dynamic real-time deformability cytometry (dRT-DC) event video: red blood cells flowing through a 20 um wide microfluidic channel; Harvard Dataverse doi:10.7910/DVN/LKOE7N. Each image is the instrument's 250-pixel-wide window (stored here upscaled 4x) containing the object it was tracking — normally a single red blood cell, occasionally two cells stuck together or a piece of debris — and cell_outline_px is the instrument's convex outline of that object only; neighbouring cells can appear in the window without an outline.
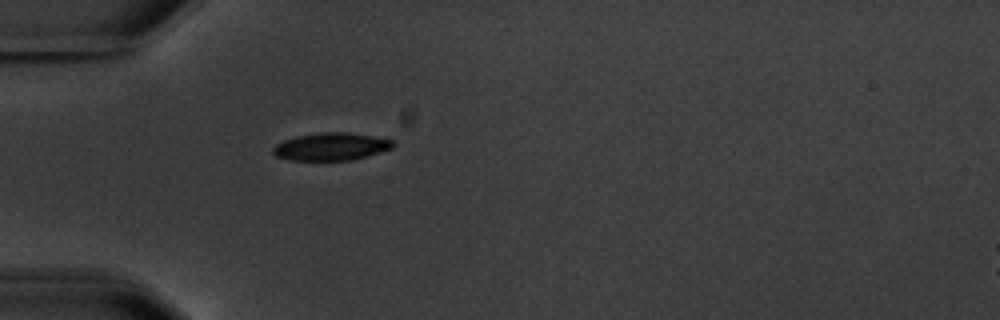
{"species": "common noctule bat (a hibernating species)", "species_latin": "Nyctalus noctula", "temperature_condition": "warm", "stored_images_in_passage": 2, "segment_of_instrument_passage": [1, 2], "camera_frame_rate_fps": 3000, "um_per_image_px": 0.085, "animal": {"sex": "male", "body_mass_g": 20.1, "forearm_length_mm": 53.5}, "frame": {"image": 1, "passage_image": 1, "time_ms": 0.0, "image_size_px": [1000, 320], "cell_outline_px": [[396, 144], [392, 148], [352, 160], [292, 160], [276, 156], [272, 152], [272, 148], [276, 144], [284, 140], [296, 136], [320, 132], [348, 132], [392, 140]], "centroid_in_image_um": [28.11, 12.45], "position_along_channel_um": 56.9, "area_um2": 19.13}}